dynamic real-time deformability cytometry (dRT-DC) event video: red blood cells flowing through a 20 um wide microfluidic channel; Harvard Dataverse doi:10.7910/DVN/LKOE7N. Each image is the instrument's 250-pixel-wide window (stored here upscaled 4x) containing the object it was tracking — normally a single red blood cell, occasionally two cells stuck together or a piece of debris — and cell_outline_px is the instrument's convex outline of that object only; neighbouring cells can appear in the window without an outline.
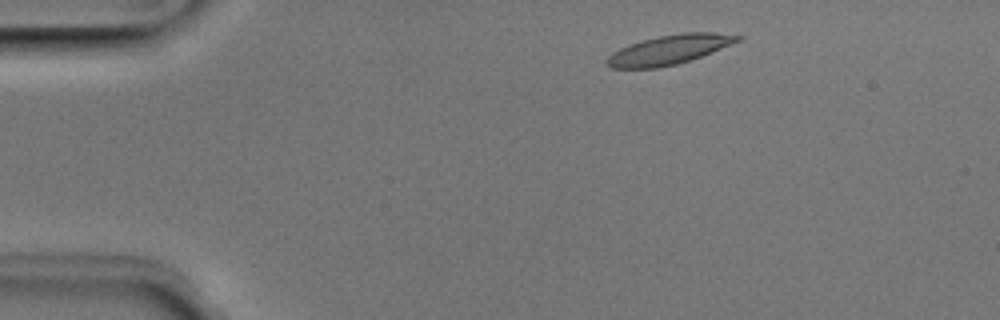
{"species": "Egyptian fruit bat (a non-hibernating species)", "species_latin": "Rousettus aegyptiacus", "temperature_condition": "room temperature", "stored_images_in_passage": 47, "camera_frame_rate_fps": 3000, "um_per_image_px": 0.085, "animal": {"sex": "male"}, "frame": {"image": 1, "passage_image": 4, "time_ms": 1.0, "image_size_px": [1000, 320], "cell_outline_px": [[744, 36], [740, 40], [692, 60], [660, 68], [612, 68], [604, 64], [604, 60], [612, 52], [628, 44], [660, 36], [684, 32], [716, 32]], "centroid_in_image_um": [56.85, 4.23], "position_along_channel_um": 28.2, "area_um2": 22.43}}
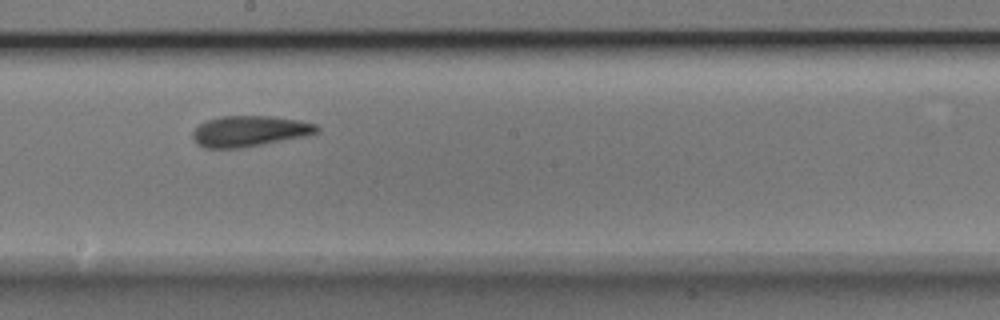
{"frame": {"image": 2, "passage_image": 24, "time_ms": 7.667, "image_size_px": [1000, 320], "cell_outline_px": [[320, 132], [308, 136], [240, 148], [204, 148], [196, 144], [192, 136], [192, 132], [200, 124], [208, 120], [220, 116], [268, 116], [300, 120], [316, 124], [320, 128]], "centroid_in_image_um": [21.24, 11.15], "position_along_channel_um": 227.0, "area_um2": 22.43}}
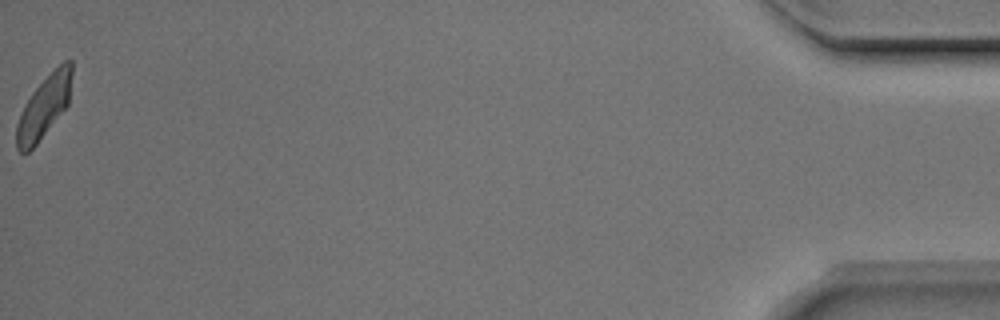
{"frame": {"image": 3, "passage_image": 47, "time_ms": 15.333, "image_size_px": [1000, 320], "cell_outline_px": [[72, 72], [68, 104], [36, 144], [28, 152], [20, 152], [16, 148], [16, 124], [24, 104], [32, 92], [64, 60], [72, 60]], "centroid_in_image_um": [3.72, 9.09], "position_along_channel_um": 431.5, "area_um2": 19.59}, "authors_computed_cell_mechanics": {"area_um2": 21.675, "velocity_mm_per_s": 3.9428, "shape_relaxation_time_tau1_ms": 3.1363, "shape_relaxation_time_tau2_ms": 1.1449, "deformation_change_tau1": 0.1406, "deformation_change_tau2": 0.0859}}